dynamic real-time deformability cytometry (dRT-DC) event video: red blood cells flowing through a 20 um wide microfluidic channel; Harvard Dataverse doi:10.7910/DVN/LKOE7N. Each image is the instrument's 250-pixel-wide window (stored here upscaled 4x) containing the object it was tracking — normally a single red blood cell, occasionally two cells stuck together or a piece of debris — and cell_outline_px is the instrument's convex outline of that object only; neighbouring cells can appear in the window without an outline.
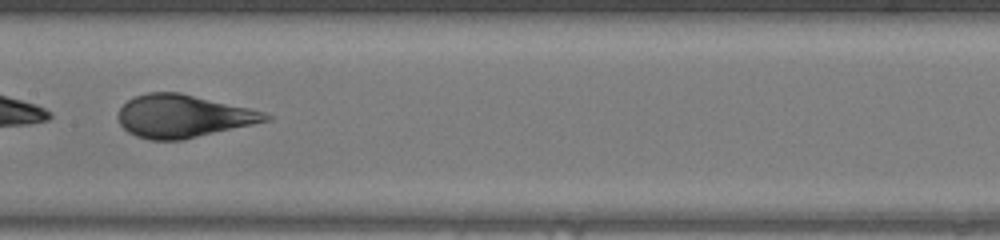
{"species": "human", "species_latin": "Homo sapiens", "temperature_condition": "warm", "stored_images_in_passage": 46, "camera_frame_rate_fps": 3000, "um_per_image_px": 0.085, "donor": {"sex": "female"}, "frame": {"image": 1, "passage_image": 24, "time_ms": 7.667, "image_size_px": [1000, 240], "cell_outline_px": [[272, 120], [180, 140], [148, 140], [136, 136], [128, 132], [120, 124], [120, 108], [128, 100], [136, 96], [148, 92], [180, 92], [248, 108], [264, 112], [272, 116]], "centroid_in_image_um": [15.56, 9.87], "position_along_channel_um": 191.8, "area_um2": 36.36}}
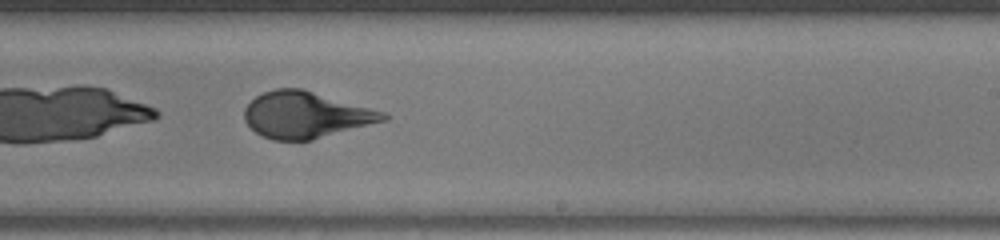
{"frame": {"image": 2, "passage_image": 29, "time_ms": 9.333, "image_size_px": [1000, 240], "cell_outline_px": [[388, 120], [312, 140], [272, 140], [256, 132], [244, 120], [244, 108], [256, 96], [264, 92], [276, 88], [304, 88], [384, 112], [388, 116]], "centroid_in_image_um": [26.0, 9.76], "position_along_channel_um": 263.0, "area_um2": 37.51}}
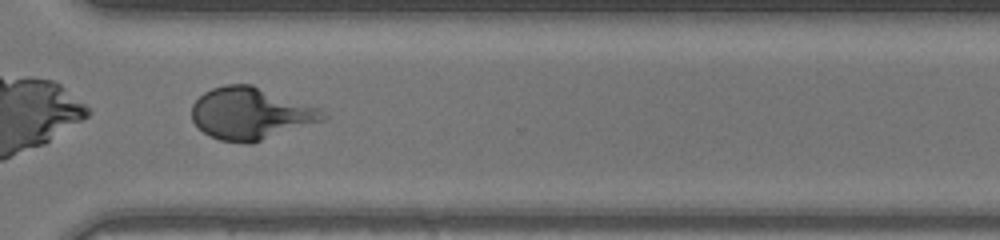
{"frame": {"image": 3, "passage_image": 35, "time_ms": 11.333, "image_size_px": [1000, 240], "cell_outline_px": [[328, 116], [324, 120], [252, 144], [244, 144], [220, 140], [208, 136], [192, 120], [192, 104], [204, 92], [212, 88], [224, 84], [252, 84], [320, 108]], "centroid_in_image_um": [21.31, 9.66], "position_along_channel_um": 349.3, "area_um2": 40.0}, "authors_computed_cell_mechanics": {"area_um2": 37.9457, "velocity_mm_per_s": 4.2863, "shape_relaxation_time_tau1_ms": 1.6014, "shape_relaxation_time_tau2_ms": null, "deformation_change_tau1": 0.3342, "deformation_change_tau2": null}}